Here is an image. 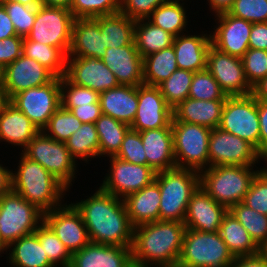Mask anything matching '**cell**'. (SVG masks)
Segmentation results:
<instances>
[{
  "instance_id": "6da1fadb",
  "label": "cell",
  "mask_w": 267,
  "mask_h": 267,
  "mask_svg": "<svg viewBox=\"0 0 267 267\" xmlns=\"http://www.w3.org/2000/svg\"><path fill=\"white\" fill-rule=\"evenodd\" d=\"M73 205L82 215L91 243L132 246L134 227L123 199L99 188L93 196Z\"/></svg>"
},
{
  "instance_id": "7a4b0ae2",
  "label": "cell",
  "mask_w": 267,
  "mask_h": 267,
  "mask_svg": "<svg viewBox=\"0 0 267 267\" xmlns=\"http://www.w3.org/2000/svg\"><path fill=\"white\" fill-rule=\"evenodd\" d=\"M185 230L184 223L169 220L134 227L131 246L134 267H151L153 264L165 267L177 264Z\"/></svg>"
},
{
  "instance_id": "3957f363",
  "label": "cell",
  "mask_w": 267,
  "mask_h": 267,
  "mask_svg": "<svg viewBox=\"0 0 267 267\" xmlns=\"http://www.w3.org/2000/svg\"><path fill=\"white\" fill-rule=\"evenodd\" d=\"M17 174L12 173V190L30 202L43 214L60 206L66 188L39 163L23 154Z\"/></svg>"
},
{
  "instance_id": "277c9868",
  "label": "cell",
  "mask_w": 267,
  "mask_h": 267,
  "mask_svg": "<svg viewBox=\"0 0 267 267\" xmlns=\"http://www.w3.org/2000/svg\"><path fill=\"white\" fill-rule=\"evenodd\" d=\"M160 188L159 220L183 223L192 194L200 186V173L174 168L156 172L154 180Z\"/></svg>"
},
{
  "instance_id": "5b68a950",
  "label": "cell",
  "mask_w": 267,
  "mask_h": 267,
  "mask_svg": "<svg viewBox=\"0 0 267 267\" xmlns=\"http://www.w3.org/2000/svg\"><path fill=\"white\" fill-rule=\"evenodd\" d=\"M251 166H213L200 172V186L218 204L228 210L243 201L251 182L259 172ZM204 172V173H203ZM202 173V174H201Z\"/></svg>"
},
{
  "instance_id": "8992f818",
  "label": "cell",
  "mask_w": 267,
  "mask_h": 267,
  "mask_svg": "<svg viewBox=\"0 0 267 267\" xmlns=\"http://www.w3.org/2000/svg\"><path fill=\"white\" fill-rule=\"evenodd\" d=\"M234 261L219 232L185 230L178 264L185 267H229Z\"/></svg>"
},
{
  "instance_id": "52a82bcc",
  "label": "cell",
  "mask_w": 267,
  "mask_h": 267,
  "mask_svg": "<svg viewBox=\"0 0 267 267\" xmlns=\"http://www.w3.org/2000/svg\"><path fill=\"white\" fill-rule=\"evenodd\" d=\"M176 168L203 171L209 164L211 129L198 124L171 121Z\"/></svg>"
},
{
  "instance_id": "ba28073f",
  "label": "cell",
  "mask_w": 267,
  "mask_h": 267,
  "mask_svg": "<svg viewBox=\"0 0 267 267\" xmlns=\"http://www.w3.org/2000/svg\"><path fill=\"white\" fill-rule=\"evenodd\" d=\"M40 221H43V213L17 192L11 190L0 197V235L6 247L33 234Z\"/></svg>"
},
{
  "instance_id": "9c48e42d",
  "label": "cell",
  "mask_w": 267,
  "mask_h": 267,
  "mask_svg": "<svg viewBox=\"0 0 267 267\" xmlns=\"http://www.w3.org/2000/svg\"><path fill=\"white\" fill-rule=\"evenodd\" d=\"M39 131L22 150L29 160L39 163L66 188L75 175V160L71 157L65 142H60Z\"/></svg>"
},
{
  "instance_id": "30bf717a",
  "label": "cell",
  "mask_w": 267,
  "mask_h": 267,
  "mask_svg": "<svg viewBox=\"0 0 267 267\" xmlns=\"http://www.w3.org/2000/svg\"><path fill=\"white\" fill-rule=\"evenodd\" d=\"M219 128L248 141L259 153L260 124L257 99L252 94L227 97Z\"/></svg>"
},
{
  "instance_id": "8fae6325",
  "label": "cell",
  "mask_w": 267,
  "mask_h": 267,
  "mask_svg": "<svg viewBox=\"0 0 267 267\" xmlns=\"http://www.w3.org/2000/svg\"><path fill=\"white\" fill-rule=\"evenodd\" d=\"M74 20L73 14L67 8L40 5L37 7L33 27L26 38L60 48L67 55Z\"/></svg>"
},
{
  "instance_id": "7c38bea8",
  "label": "cell",
  "mask_w": 267,
  "mask_h": 267,
  "mask_svg": "<svg viewBox=\"0 0 267 267\" xmlns=\"http://www.w3.org/2000/svg\"><path fill=\"white\" fill-rule=\"evenodd\" d=\"M61 78L54 77L50 82L15 94L9 101L23 112L39 129L47 126L51 116L61 106Z\"/></svg>"
},
{
  "instance_id": "4fadbf2b",
  "label": "cell",
  "mask_w": 267,
  "mask_h": 267,
  "mask_svg": "<svg viewBox=\"0 0 267 267\" xmlns=\"http://www.w3.org/2000/svg\"><path fill=\"white\" fill-rule=\"evenodd\" d=\"M208 152L210 167L252 166L259 157L261 158L256 148L248 141L225 132L219 127L211 129Z\"/></svg>"
},
{
  "instance_id": "5bb4252c",
  "label": "cell",
  "mask_w": 267,
  "mask_h": 267,
  "mask_svg": "<svg viewBox=\"0 0 267 267\" xmlns=\"http://www.w3.org/2000/svg\"><path fill=\"white\" fill-rule=\"evenodd\" d=\"M227 97L252 93L243 69L242 59L223 53L212 45L207 54V68Z\"/></svg>"
},
{
  "instance_id": "9a60e30c",
  "label": "cell",
  "mask_w": 267,
  "mask_h": 267,
  "mask_svg": "<svg viewBox=\"0 0 267 267\" xmlns=\"http://www.w3.org/2000/svg\"><path fill=\"white\" fill-rule=\"evenodd\" d=\"M111 159V171L100 187L115 197L126 198L155 180L156 172L147 165L133 164L115 156Z\"/></svg>"
},
{
  "instance_id": "2e32d148",
  "label": "cell",
  "mask_w": 267,
  "mask_h": 267,
  "mask_svg": "<svg viewBox=\"0 0 267 267\" xmlns=\"http://www.w3.org/2000/svg\"><path fill=\"white\" fill-rule=\"evenodd\" d=\"M64 206L43 214V221L73 254L89 244L90 238L81 213L73 204Z\"/></svg>"
},
{
  "instance_id": "e0dca14e",
  "label": "cell",
  "mask_w": 267,
  "mask_h": 267,
  "mask_svg": "<svg viewBox=\"0 0 267 267\" xmlns=\"http://www.w3.org/2000/svg\"><path fill=\"white\" fill-rule=\"evenodd\" d=\"M173 109L167 104L160 88L142 84L138 86V108L132 130L141 132L171 127Z\"/></svg>"
},
{
  "instance_id": "ac0fdd59",
  "label": "cell",
  "mask_w": 267,
  "mask_h": 267,
  "mask_svg": "<svg viewBox=\"0 0 267 267\" xmlns=\"http://www.w3.org/2000/svg\"><path fill=\"white\" fill-rule=\"evenodd\" d=\"M65 76L72 83L88 87L99 94L120 85L105 63L92 57H67Z\"/></svg>"
},
{
  "instance_id": "d6986e66",
  "label": "cell",
  "mask_w": 267,
  "mask_h": 267,
  "mask_svg": "<svg viewBox=\"0 0 267 267\" xmlns=\"http://www.w3.org/2000/svg\"><path fill=\"white\" fill-rule=\"evenodd\" d=\"M54 77L39 62L22 54L3 69V89L10 100L15 94L45 85Z\"/></svg>"
},
{
  "instance_id": "ffe728a7",
  "label": "cell",
  "mask_w": 267,
  "mask_h": 267,
  "mask_svg": "<svg viewBox=\"0 0 267 267\" xmlns=\"http://www.w3.org/2000/svg\"><path fill=\"white\" fill-rule=\"evenodd\" d=\"M216 16L220 25L211 35L212 46L223 53L242 58L249 49V36L253 23L227 12L218 13Z\"/></svg>"
},
{
  "instance_id": "44dd1931",
  "label": "cell",
  "mask_w": 267,
  "mask_h": 267,
  "mask_svg": "<svg viewBox=\"0 0 267 267\" xmlns=\"http://www.w3.org/2000/svg\"><path fill=\"white\" fill-rule=\"evenodd\" d=\"M228 209L212 199L201 186L192 194L188 203L184 225L201 232H219Z\"/></svg>"
},
{
  "instance_id": "7402d4cb",
  "label": "cell",
  "mask_w": 267,
  "mask_h": 267,
  "mask_svg": "<svg viewBox=\"0 0 267 267\" xmlns=\"http://www.w3.org/2000/svg\"><path fill=\"white\" fill-rule=\"evenodd\" d=\"M101 60L114 73L120 85L138 87L143 83V58L136 45L108 48Z\"/></svg>"
},
{
  "instance_id": "603a6c76",
  "label": "cell",
  "mask_w": 267,
  "mask_h": 267,
  "mask_svg": "<svg viewBox=\"0 0 267 267\" xmlns=\"http://www.w3.org/2000/svg\"><path fill=\"white\" fill-rule=\"evenodd\" d=\"M70 267H134L131 247L90 242L72 254Z\"/></svg>"
},
{
  "instance_id": "cb8c5ba5",
  "label": "cell",
  "mask_w": 267,
  "mask_h": 267,
  "mask_svg": "<svg viewBox=\"0 0 267 267\" xmlns=\"http://www.w3.org/2000/svg\"><path fill=\"white\" fill-rule=\"evenodd\" d=\"M106 52L101 35L99 17L75 19L67 57H92L101 59Z\"/></svg>"
},
{
  "instance_id": "d4e9b609",
  "label": "cell",
  "mask_w": 267,
  "mask_h": 267,
  "mask_svg": "<svg viewBox=\"0 0 267 267\" xmlns=\"http://www.w3.org/2000/svg\"><path fill=\"white\" fill-rule=\"evenodd\" d=\"M147 166L155 172L176 168L173 150L172 127H162L140 132Z\"/></svg>"
},
{
  "instance_id": "484cf974",
  "label": "cell",
  "mask_w": 267,
  "mask_h": 267,
  "mask_svg": "<svg viewBox=\"0 0 267 267\" xmlns=\"http://www.w3.org/2000/svg\"><path fill=\"white\" fill-rule=\"evenodd\" d=\"M101 113L132 125L138 108V87L119 85L99 94Z\"/></svg>"
},
{
  "instance_id": "4316f807",
  "label": "cell",
  "mask_w": 267,
  "mask_h": 267,
  "mask_svg": "<svg viewBox=\"0 0 267 267\" xmlns=\"http://www.w3.org/2000/svg\"><path fill=\"white\" fill-rule=\"evenodd\" d=\"M225 101H205L188 97L173 109V117L179 122L198 124L214 129L220 125Z\"/></svg>"
},
{
  "instance_id": "83f0119b",
  "label": "cell",
  "mask_w": 267,
  "mask_h": 267,
  "mask_svg": "<svg viewBox=\"0 0 267 267\" xmlns=\"http://www.w3.org/2000/svg\"><path fill=\"white\" fill-rule=\"evenodd\" d=\"M160 196V188L153 181L123 199L133 227L159 221Z\"/></svg>"
},
{
  "instance_id": "f1b7e54d",
  "label": "cell",
  "mask_w": 267,
  "mask_h": 267,
  "mask_svg": "<svg viewBox=\"0 0 267 267\" xmlns=\"http://www.w3.org/2000/svg\"><path fill=\"white\" fill-rule=\"evenodd\" d=\"M211 43V35L177 36L173 40L178 69L198 72L207 68V54Z\"/></svg>"
},
{
  "instance_id": "f546056e",
  "label": "cell",
  "mask_w": 267,
  "mask_h": 267,
  "mask_svg": "<svg viewBox=\"0 0 267 267\" xmlns=\"http://www.w3.org/2000/svg\"><path fill=\"white\" fill-rule=\"evenodd\" d=\"M39 129L10 101L0 113V140L23 146L38 134Z\"/></svg>"
},
{
  "instance_id": "4dcf8cb0",
  "label": "cell",
  "mask_w": 267,
  "mask_h": 267,
  "mask_svg": "<svg viewBox=\"0 0 267 267\" xmlns=\"http://www.w3.org/2000/svg\"><path fill=\"white\" fill-rule=\"evenodd\" d=\"M219 234L234 258L260 252V248L251 239L247 230L229 210L222 219Z\"/></svg>"
},
{
  "instance_id": "1f68e13d",
  "label": "cell",
  "mask_w": 267,
  "mask_h": 267,
  "mask_svg": "<svg viewBox=\"0 0 267 267\" xmlns=\"http://www.w3.org/2000/svg\"><path fill=\"white\" fill-rule=\"evenodd\" d=\"M101 35L104 36L105 48H117L135 45V20L120 12L113 15L99 16Z\"/></svg>"
},
{
  "instance_id": "d6a6232c",
  "label": "cell",
  "mask_w": 267,
  "mask_h": 267,
  "mask_svg": "<svg viewBox=\"0 0 267 267\" xmlns=\"http://www.w3.org/2000/svg\"><path fill=\"white\" fill-rule=\"evenodd\" d=\"M146 19L135 20L134 42L142 58L173 45L174 36ZM142 22V23H141Z\"/></svg>"
},
{
  "instance_id": "836d02e7",
  "label": "cell",
  "mask_w": 267,
  "mask_h": 267,
  "mask_svg": "<svg viewBox=\"0 0 267 267\" xmlns=\"http://www.w3.org/2000/svg\"><path fill=\"white\" fill-rule=\"evenodd\" d=\"M12 245L9 260L14 267H55L34 233L15 240L7 249Z\"/></svg>"
},
{
  "instance_id": "e575fe53",
  "label": "cell",
  "mask_w": 267,
  "mask_h": 267,
  "mask_svg": "<svg viewBox=\"0 0 267 267\" xmlns=\"http://www.w3.org/2000/svg\"><path fill=\"white\" fill-rule=\"evenodd\" d=\"M178 69L173 46L143 58V83L159 86Z\"/></svg>"
},
{
  "instance_id": "d590c367",
  "label": "cell",
  "mask_w": 267,
  "mask_h": 267,
  "mask_svg": "<svg viewBox=\"0 0 267 267\" xmlns=\"http://www.w3.org/2000/svg\"><path fill=\"white\" fill-rule=\"evenodd\" d=\"M22 54L36 60L47 68L55 77H63L66 73L67 55L54 46L34 42L23 38Z\"/></svg>"
},
{
  "instance_id": "8d00e7d4",
  "label": "cell",
  "mask_w": 267,
  "mask_h": 267,
  "mask_svg": "<svg viewBox=\"0 0 267 267\" xmlns=\"http://www.w3.org/2000/svg\"><path fill=\"white\" fill-rule=\"evenodd\" d=\"M94 124L99 138V155L115 156L131 127L111 116L103 114Z\"/></svg>"
},
{
  "instance_id": "74e56055",
  "label": "cell",
  "mask_w": 267,
  "mask_h": 267,
  "mask_svg": "<svg viewBox=\"0 0 267 267\" xmlns=\"http://www.w3.org/2000/svg\"><path fill=\"white\" fill-rule=\"evenodd\" d=\"M185 15L186 12L179 0H169L158 6L146 20L177 37L187 25Z\"/></svg>"
},
{
  "instance_id": "f35d334b",
  "label": "cell",
  "mask_w": 267,
  "mask_h": 267,
  "mask_svg": "<svg viewBox=\"0 0 267 267\" xmlns=\"http://www.w3.org/2000/svg\"><path fill=\"white\" fill-rule=\"evenodd\" d=\"M71 157L86 158L99 156V138L94 123H82V126L65 142Z\"/></svg>"
},
{
  "instance_id": "ab89813d",
  "label": "cell",
  "mask_w": 267,
  "mask_h": 267,
  "mask_svg": "<svg viewBox=\"0 0 267 267\" xmlns=\"http://www.w3.org/2000/svg\"><path fill=\"white\" fill-rule=\"evenodd\" d=\"M229 211L247 230L259 248L267 242V215L256 212L242 202L233 205Z\"/></svg>"
},
{
  "instance_id": "60d3db41",
  "label": "cell",
  "mask_w": 267,
  "mask_h": 267,
  "mask_svg": "<svg viewBox=\"0 0 267 267\" xmlns=\"http://www.w3.org/2000/svg\"><path fill=\"white\" fill-rule=\"evenodd\" d=\"M193 76L194 72L190 70L177 69L158 86L165 101L172 109L188 98Z\"/></svg>"
},
{
  "instance_id": "b9f144b4",
  "label": "cell",
  "mask_w": 267,
  "mask_h": 267,
  "mask_svg": "<svg viewBox=\"0 0 267 267\" xmlns=\"http://www.w3.org/2000/svg\"><path fill=\"white\" fill-rule=\"evenodd\" d=\"M40 224L34 234L38 237L49 261L54 266L59 263L62 267H70L72 254L44 221Z\"/></svg>"
},
{
  "instance_id": "7bdbcfd3",
  "label": "cell",
  "mask_w": 267,
  "mask_h": 267,
  "mask_svg": "<svg viewBox=\"0 0 267 267\" xmlns=\"http://www.w3.org/2000/svg\"><path fill=\"white\" fill-rule=\"evenodd\" d=\"M82 126V122L75 117L70 110L60 106L51 116L43 132L52 139L60 142H66L69 137Z\"/></svg>"
},
{
  "instance_id": "ee69618b",
  "label": "cell",
  "mask_w": 267,
  "mask_h": 267,
  "mask_svg": "<svg viewBox=\"0 0 267 267\" xmlns=\"http://www.w3.org/2000/svg\"><path fill=\"white\" fill-rule=\"evenodd\" d=\"M189 98L197 100H226L227 95L211 73L205 69L194 72L189 91Z\"/></svg>"
},
{
  "instance_id": "f6af8a7d",
  "label": "cell",
  "mask_w": 267,
  "mask_h": 267,
  "mask_svg": "<svg viewBox=\"0 0 267 267\" xmlns=\"http://www.w3.org/2000/svg\"><path fill=\"white\" fill-rule=\"evenodd\" d=\"M69 10L75 19L113 15L120 12V0H73Z\"/></svg>"
},
{
  "instance_id": "bcb514c9",
  "label": "cell",
  "mask_w": 267,
  "mask_h": 267,
  "mask_svg": "<svg viewBox=\"0 0 267 267\" xmlns=\"http://www.w3.org/2000/svg\"><path fill=\"white\" fill-rule=\"evenodd\" d=\"M60 100L63 108H74L79 105L97 103L99 101V93L88 87H82L72 83L64 75L61 77Z\"/></svg>"
},
{
  "instance_id": "7dc6e473",
  "label": "cell",
  "mask_w": 267,
  "mask_h": 267,
  "mask_svg": "<svg viewBox=\"0 0 267 267\" xmlns=\"http://www.w3.org/2000/svg\"><path fill=\"white\" fill-rule=\"evenodd\" d=\"M7 11L17 36L26 37L34 24L37 7H29L19 2H0Z\"/></svg>"
},
{
  "instance_id": "c3c4849f",
  "label": "cell",
  "mask_w": 267,
  "mask_h": 267,
  "mask_svg": "<svg viewBox=\"0 0 267 267\" xmlns=\"http://www.w3.org/2000/svg\"><path fill=\"white\" fill-rule=\"evenodd\" d=\"M242 63L246 79L251 87L267 76V51L249 48Z\"/></svg>"
},
{
  "instance_id": "681fc988",
  "label": "cell",
  "mask_w": 267,
  "mask_h": 267,
  "mask_svg": "<svg viewBox=\"0 0 267 267\" xmlns=\"http://www.w3.org/2000/svg\"><path fill=\"white\" fill-rule=\"evenodd\" d=\"M243 204L258 213L267 215V169L262 168L253 178Z\"/></svg>"
},
{
  "instance_id": "f907efd6",
  "label": "cell",
  "mask_w": 267,
  "mask_h": 267,
  "mask_svg": "<svg viewBox=\"0 0 267 267\" xmlns=\"http://www.w3.org/2000/svg\"><path fill=\"white\" fill-rule=\"evenodd\" d=\"M227 13L251 23L267 22V0H235Z\"/></svg>"
},
{
  "instance_id": "816d5d0a",
  "label": "cell",
  "mask_w": 267,
  "mask_h": 267,
  "mask_svg": "<svg viewBox=\"0 0 267 267\" xmlns=\"http://www.w3.org/2000/svg\"><path fill=\"white\" fill-rule=\"evenodd\" d=\"M115 157L133 164L147 165V158L140 132L130 129Z\"/></svg>"
},
{
  "instance_id": "f5cc1de1",
  "label": "cell",
  "mask_w": 267,
  "mask_h": 267,
  "mask_svg": "<svg viewBox=\"0 0 267 267\" xmlns=\"http://www.w3.org/2000/svg\"><path fill=\"white\" fill-rule=\"evenodd\" d=\"M169 0H120V13L130 19H148L152 12Z\"/></svg>"
},
{
  "instance_id": "db71d44e",
  "label": "cell",
  "mask_w": 267,
  "mask_h": 267,
  "mask_svg": "<svg viewBox=\"0 0 267 267\" xmlns=\"http://www.w3.org/2000/svg\"><path fill=\"white\" fill-rule=\"evenodd\" d=\"M23 37L11 36L0 40V67L4 69L22 55Z\"/></svg>"
},
{
  "instance_id": "11a10c76",
  "label": "cell",
  "mask_w": 267,
  "mask_h": 267,
  "mask_svg": "<svg viewBox=\"0 0 267 267\" xmlns=\"http://www.w3.org/2000/svg\"><path fill=\"white\" fill-rule=\"evenodd\" d=\"M70 110L82 123H95L102 115L100 102L90 103L89 105H79L74 108H65Z\"/></svg>"
},
{
  "instance_id": "9f6ffc18",
  "label": "cell",
  "mask_w": 267,
  "mask_h": 267,
  "mask_svg": "<svg viewBox=\"0 0 267 267\" xmlns=\"http://www.w3.org/2000/svg\"><path fill=\"white\" fill-rule=\"evenodd\" d=\"M260 124L259 155L267 161V102L257 100Z\"/></svg>"
},
{
  "instance_id": "6f0895ef",
  "label": "cell",
  "mask_w": 267,
  "mask_h": 267,
  "mask_svg": "<svg viewBox=\"0 0 267 267\" xmlns=\"http://www.w3.org/2000/svg\"><path fill=\"white\" fill-rule=\"evenodd\" d=\"M249 48L267 51V22L252 24L249 36Z\"/></svg>"
},
{
  "instance_id": "680465c9",
  "label": "cell",
  "mask_w": 267,
  "mask_h": 267,
  "mask_svg": "<svg viewBox=\"0 0 267 267\" xmlns=\"http://www.w3.org/2000/svg\"><path fill=\"white\" fill-rule=\"evenodd\" d=\"M229 267H267V258L261 252L255 255L236 257Z\"/></svg>"
},
{
  "instance_id": "91938a15",
  "label": "cell",
  "mask_w": 267,
  "mask_h": 267,
  "mask_svg": "<svg viewBox=\"0 0 267 267\" xmlns=\"http://www.w3.org/2000/svg\"><path fill=\"white\" fill-rule=\"evenodd\" d=\"M11 36H17V33L6 9L0 3V40Z\"/></svg>"
},
{
  "instance_id": "94428289",
  "label": "cell",
  "mask_w": 267,
  "mask_h": 267,
  "mask_svg": "<svg viewBox=\"0 0 267 267\" xmlns=\"http://www.w3.org/2000/svg\"><path fill=\"white\" fill-rule=\"evenodd\" d=\"M12 190V172L0 165V197Z\"/></svg>"
},
{
  "instance_id": "6125c7cd",
  "label": "cell",
  "mask_w": 267,
  "mask_h": 267,
  "mask_svg": "<svg viewBox=\"0 0 267 267\" xmlns=\"http://www.w3.org/2000/svg\"><path fill=\"white\" fill-rule=\"evenodd\" d=\"M257 100L267 102V76L252 87L251 93Z\"/></svg>"
},
{
  "instance_id": "be15d7a7",
  "label": "cell",
  "mask_w": 267,
  "mask_h": 267,
  "mask_svg": "<svg viewBox=\"0 0 267 267\" xmlns=\"http://www.w3.org/2000/svg\"><path fill=\"white\" fill-rule=\"evenodd\" d=\"M211 9L216 11L215 13L227 12L235 0H209Z\"/></svg>"
},
{
  "instance_id": "e7e4bbea",
  "label": "cell",
  "mask_w": 267,
  "mask_h": 267,
  "mask_svg": "<svg viewBox=\"0 0 267 267\" xmlns=\"http://www.w3.org/2000/svg\"><path fill=\"white\" fill-rule=\"evenodd\" d=\"M73 0H40V4L44 6L64 7L70 9Z\"/></svg>"
},
{
  "instance_id": "03108f58",
  "label": "cell",
  "mask_w": 267,
  "mask_h": 267,
  "mask_svg": "<svg viewBox=\"0 0 267 267\" xmlns=\"http://www.w3.org/2000/svg\"><path fill=\"white\" fill-rule=\"evenodd\" d=\"M0 2H19L29 7H38L41 5L40 0H0Z\"/></svg>"
},
{
  "instance_id": "003e7915",
  "label": "cell",
  "mask_w": 267,
  "mask_h": 267,
  "mask_svg": "<svg viewBox=\"0 0 267 267\" xmlns=\"http://www.w3.org/2000/svg\"><path fill=\"white\" fill-rule=\"evenodd\" d=\"M9 102V99L6 95L5 90L3 87H0V113L4 109L5 105Z\"/></svg>"
},
{
  "instance_id": "a7ac6f4b",
  "label": "cell",
  "mask_w": 267,
  "mask_h": 267,
  "mask_svg": "<svg viewBox=\"0 0 267 267\" xmlns=\"http://www.w3.org/2000/svg\"><path fill=\"white\" fill-rule=\"evenodd\" d=\"M260 252L267 258V242L260 248Z\"/></svg>"
},
{
  "instance_id": "89a4df30",
  "label": "cell",
  "mask_w": 267,
  "mask_h": 267,
  "mask_svg": "<svg viewBox=\"0 0 267 267\" xmlns=\"http://www.w3.org/2000/svg\"><path fill=\"white\" fill-rule=\"evenodd\" d=\"M0 87H3V69L0 67Z\"/></svg>"
},
{
  "instance_id": "2644e50d",
  "label": "cell",
  "mask_w": 267,
  "mask_h": 267,
  "mask_svg": "<svg viewBox=\"0 0 267 267\" xmlns=\"http://www.w3.org/2000/svg\"><path fill=\"white\" fill-rule=\"evenodd\" d=\"M5 249H7V247L2 243L1 241V235H0V252L4 251Z\"/></svg>"
},
{
  "instance_id": "8c879c8a",
  "label": "cell",
  "mask_w": 267,
  "mask_h": 267,
  "mask_svg": "<svg viewBox=\"0 0 267 267\" xmlns=\"http://www.w3.org/2000/svg\"><path fill=\"white\" fill-rule=\"evenodd\" d=\"M165 267H185V266H181L180 264L177 263V264L165 266Z\"/></svg>"
}]
</instances>
